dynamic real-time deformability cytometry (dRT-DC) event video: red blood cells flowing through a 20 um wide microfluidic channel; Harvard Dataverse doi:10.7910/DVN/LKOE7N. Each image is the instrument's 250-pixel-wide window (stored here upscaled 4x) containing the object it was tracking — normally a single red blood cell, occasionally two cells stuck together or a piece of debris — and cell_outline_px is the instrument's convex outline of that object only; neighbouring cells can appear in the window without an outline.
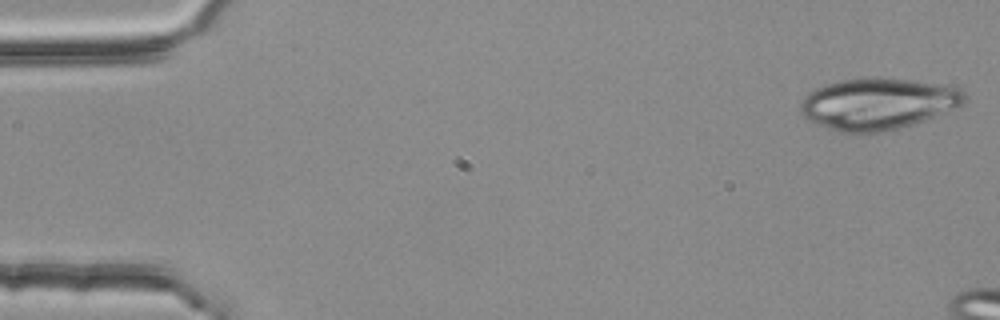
{"species": "common noctule bat (a hibernating species)", "species_latin": "Nyctalus noctula", "temperature_condition": "room temperature", "stored_images_in_passage": 9, "camera_frame_rate_fps": 3000, "um_per_image_px": 0.085, "animal": {"sex": "female", "body_mass_g": 25.1}, "frame": {"image": 1, "passage_image": 1, "time_ms": 0.0, "image_size_px": [1000, 320], "cell_outline_px": [[968, 100], [964, 104], [912, 124], [900, 128], [880, 132], [840, 132], [808, 120], [800, 112], [800, 104], [804, 96], [808, 92], [816, 88], [828, 84], [844, 80], [908, 80], [948, 84], [960, 88], [968, 96]], "centroid_in_image_um": [74.66, 8.84], "position_along_channel_um": 10.3, "area_um2": 48.26}}